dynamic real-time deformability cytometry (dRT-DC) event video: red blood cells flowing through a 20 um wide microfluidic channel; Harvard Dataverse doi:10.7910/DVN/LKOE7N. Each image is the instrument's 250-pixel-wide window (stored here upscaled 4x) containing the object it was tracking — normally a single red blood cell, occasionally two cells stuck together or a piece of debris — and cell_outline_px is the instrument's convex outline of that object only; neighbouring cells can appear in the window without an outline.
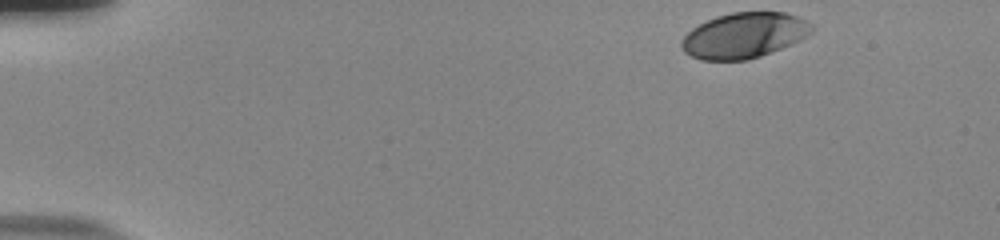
{"species": "human", "species_latin": "Homo sapiens", "temperature_condition": "room temperature", "stored_images_in_passage": 42, "camera_frame_rate_fps": 3000, "um_per_image_px": 0.085, "donor": {"sex": "male"}, "frame": {"image": 1, "passage_image": 1, "time_ms": 0.0, "image_size_px": [1000, 240], "cell_outline_px": [[812, 32], [780, 48], [760, 56], [748, 60], [700, 60], [684, 52], [680, 44], [680, 40], [692, 28], [716, 16], [732, 12], [784, 12], [796, 16], [812, 24]], "centroid_in_image_um": [63.19, 3.01], "position_along_channel_um": 21.8, "area_um2": 34.04}}
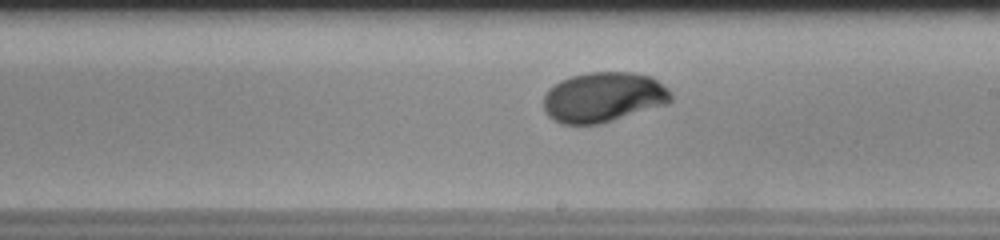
{"frame": {"image": 2, "passage_image": 27, "time_ms": 8.667, "image_size_px": [1000, 240], "cell_outline_px": [[672, 100], [668, 104], [600, 124], [560, 124], [552, 120], [544, 112], [544, 96], [548, 88], [560, 80], [572, 76], [588, 72], [632, 72], [652, 76], [668, 88], [672, 92]], "centroid_in_image_um": [51.29, 8.26], "position_along_channel_um": 237.7, "area_um2": 37.63}}
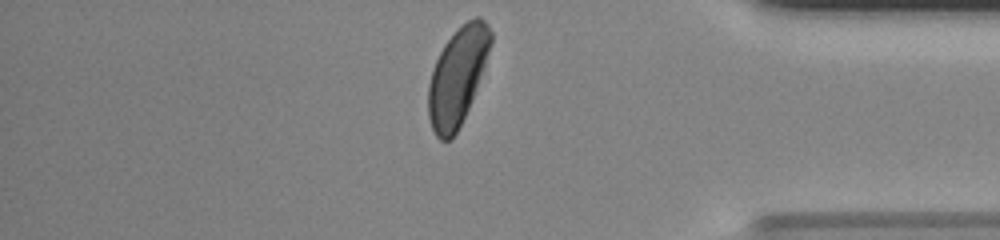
{"frame": {"image": 3, "passage_image": 41, "time_ms": 13.333, "image_size_px": [1000, 240], "cell_outline_px": [[492, 40], [480, 76], [468, 108], [452, 140], [440, 140], [436, 136], [432, 128], [428, 116], [428, 84], [432, 68], [444, 44], [468, 20], [476, 16], [480, 16], [488, 24], [492, 32]], "centroid_in_image_um": [38.86, 6.5], "position_along_channel_um": 396.3, "area_um2": 34.74}, "authors_computed_cell_mechanics": {"area_um2": 36.3851, "velocity_mm_per_s": 3.8269, "shape_relaxation_time_tau1_ms": 3.0976, "shape_relaxation_time_tau2_ms": null, "deformation_change_tau1": 0.1491, "deformation_change_tau2": null}}